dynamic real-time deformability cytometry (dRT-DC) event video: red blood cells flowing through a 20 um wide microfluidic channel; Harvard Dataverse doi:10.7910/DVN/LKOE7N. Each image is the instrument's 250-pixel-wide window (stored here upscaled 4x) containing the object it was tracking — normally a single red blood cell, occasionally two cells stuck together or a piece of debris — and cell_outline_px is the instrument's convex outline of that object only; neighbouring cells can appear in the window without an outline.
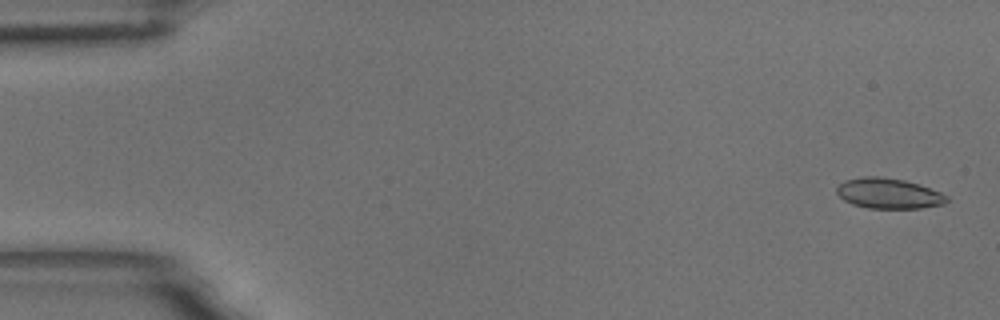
{"species": "common noctule bat (a hibernating species)", "species_latin": "Nyctalus noctula", "temperature_condition": "room temperature", "stored_images_in_passage": 16, "camera_frame_rate_fps": 3000, "um_per_image_px": 0.085, "animal": {"sex": "male", "body_mass_g": 18.8}, "frame": {"image": 1, "passage_image": 2, "time_ms": 0.333, "image_size_px": [1000, 320], "cell_outline_px": [[948, 200], [944, 204], [920, 208], [868, 208], [852, 204], [844, 200], [836, 192], [836, 188], [844, 180], [864, 176], [880, 176], [904, 180], [920, 184], [940, 192], [948, 196]], "centroid_in_image_um": [75.53, 16.43], "position_along_channel_um": 9.5, "area_um2": 19.54}}
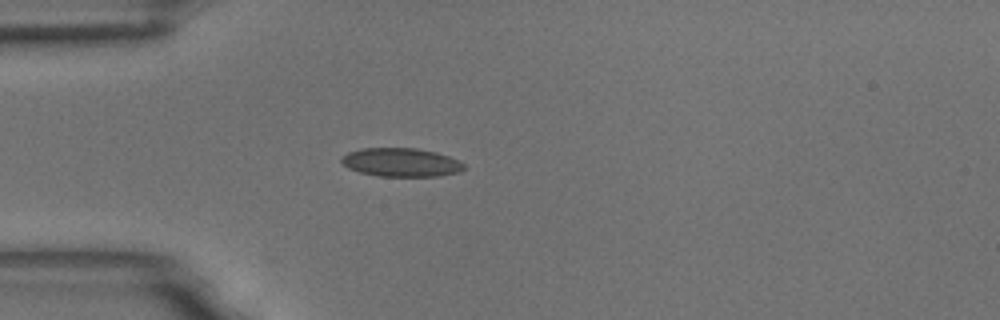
{"frame": {"image": 2, "passage_image": 16, "time_ms": 5.0, "image_size_px": [1000, 320], "cell_outline_px": [[464, 168], [460, 172], [440, 176], [376, 176], [360, 172], [348, 168], [340, 160], [340, 156], [348, 152], [364, 148], [416, 148], [436, 152], [448, 156], [464, 164]], "centroid_in_image_um": [34.07, 13.8], "position_along_channel_um": 50.9, "area_um2": 20.4}}